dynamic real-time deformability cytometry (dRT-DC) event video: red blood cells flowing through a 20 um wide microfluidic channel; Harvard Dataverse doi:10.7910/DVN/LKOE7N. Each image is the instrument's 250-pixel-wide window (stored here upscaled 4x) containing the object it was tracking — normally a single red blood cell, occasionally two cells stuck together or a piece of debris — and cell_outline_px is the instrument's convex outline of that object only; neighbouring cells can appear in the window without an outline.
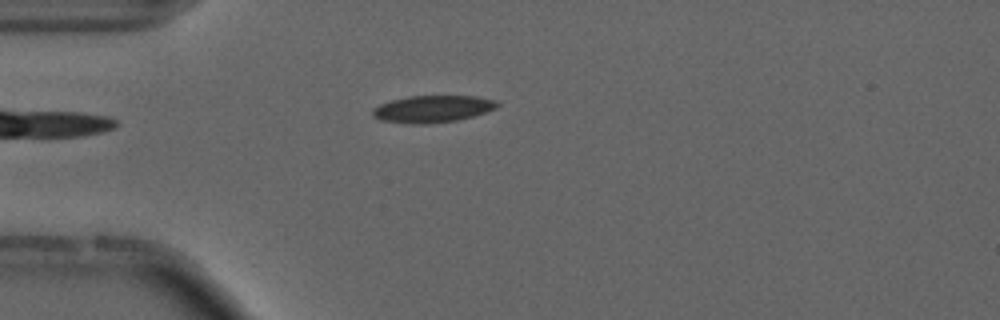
{"species": "common noctule bat (a hibernating species)", "species_latin": "Nyctalus noctula", "temperature_condition": "cold", "stored_images_in_passage": 41, "camera_frame_rate_fps": 3000, "um_per_image_px": 0.085, "animal": {"sex": "male", "forearm_length_mm": 52.5}, "frame": {"image": 1, "passage_image": 1, "time_ms": 0.0, "image_size_px": [1000, 320], "cell_outline_px": [[500, 104], [496, 108], [472, 116], [456, 120], [428, 124], [408, 124], [380, 120], [372, 116], [372, 108], [380, 104], [392, 100], [408, 96], [476, 96], [496, 100]], "centroid_in_image_um": [36.73, 9.26], "position_along_channel_um": 48.3, "area_um2": 19.65}, "authors_computed_cell_mechanics": {"area_um2": 18.496, "velocity_mm_per_s": 3.7149, "shape_relaxation_time_tau1_ms": 7.6673, "shape_relaxation_time_tau2_ms": 3.5893, "deformation_change_tau1": 0.1574, "deformation_change_tau2": 0.0929}}